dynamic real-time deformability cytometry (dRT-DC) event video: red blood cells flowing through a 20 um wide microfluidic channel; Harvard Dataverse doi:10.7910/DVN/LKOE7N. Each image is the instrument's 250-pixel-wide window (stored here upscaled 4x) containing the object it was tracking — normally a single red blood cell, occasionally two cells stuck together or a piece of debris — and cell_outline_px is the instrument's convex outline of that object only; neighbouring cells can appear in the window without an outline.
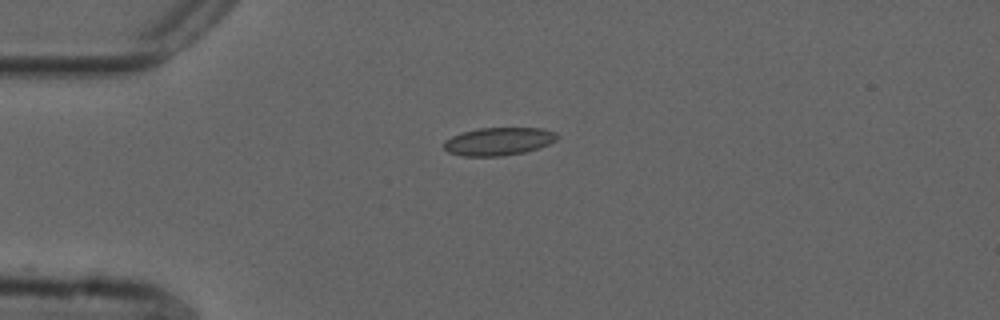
{"species": "common noctule bat (a hibernating species)", "species_latin": "Nyctalus noctula", "temperature_condition": "cold", "stored_images_in_passage": 7, "camera_frame_rate_fps": 3000, "um_per_image_px": 0.085, "animal": {"sex": "male", "forearm_length_mm": 52.5}, "frame": {"image": 1, "passage_image": 1, "time_ms": 0.0, "image_size_px": [1000, 320], "cell_outline_px": [[560, 136], [556, 140], [540, 148], [524, 152], [500, 156], [460, 156], [448, 152], [444, 148], [444, 140], [460, 132], [480, 128], [544, 128], [556, 132]], "centroid_in_image_um": [42.38, 12.01], "position_along_channel_um": 42.6, "area_um2": 18.61}}
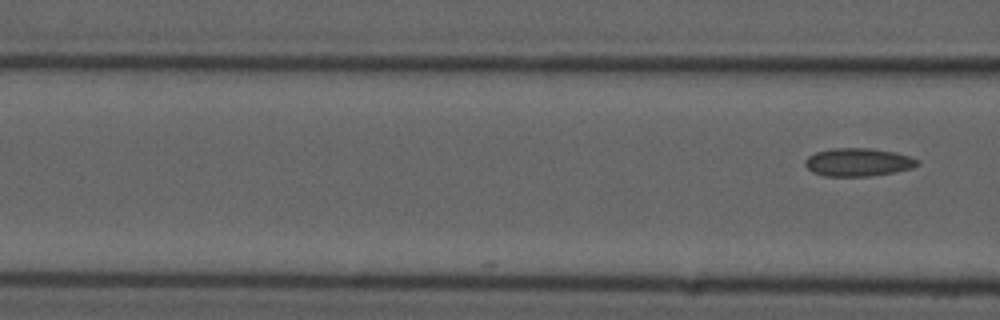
{"frame": {"image": 2, "passage_image": 7, "time_ms": 2.0, "image_size_px": [1000, 320], "cell_outline_px": [[920, 164], [912, 168], [892, 172], [868, 176], [824, 176], [812, 172], [804, 164], [804, 160], [808, 156], [816, 152], [832, 148], [868, 148], [896, 152], [920, 160]], "centroid_in_image_um": [72.92, 13.78], "position_along_channel_um": 93.7, "area_um2": 18.38}}